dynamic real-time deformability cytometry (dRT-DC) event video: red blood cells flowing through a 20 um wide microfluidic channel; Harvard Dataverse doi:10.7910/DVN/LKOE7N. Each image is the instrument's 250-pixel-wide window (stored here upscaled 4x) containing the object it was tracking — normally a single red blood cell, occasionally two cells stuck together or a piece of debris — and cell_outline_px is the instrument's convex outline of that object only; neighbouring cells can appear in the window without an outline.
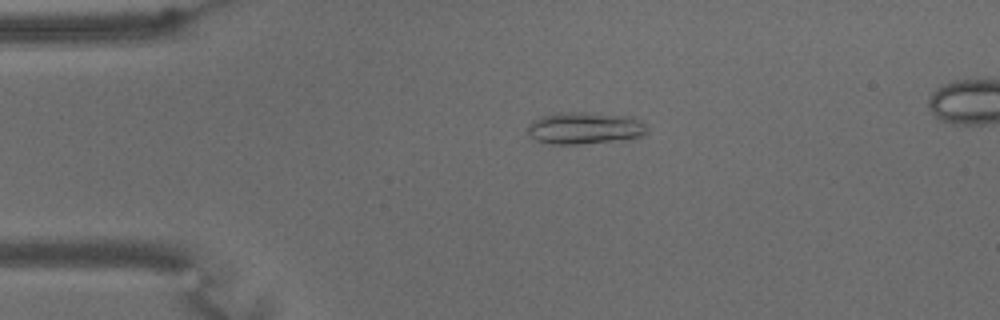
{"species": "common noctule bat (a hibernating species)", "species_latin": "Nyctalus noctula", "temperature_condition": "warm", "stored_images_in_passage": 68, "camera_frame_rate_fps": 3000, "um_per_image_px": 0.085, "animal": {"sex": "male", "body_mass_g": 15.6}, "frame": {"image": 1, "passage_image": 15, "time_ms": 4.667, "image_size_px": [1000, 320], "cell_outline_px": [[648, 132], [640, 136], [624, 140], [580, 144], [544, 144], [536, 140], [528, 132], [528, 124], [532, 120], [540, 116], [556, 112], [588, 112], [636, 116], [644, 124]], "centroid_in_image_um": [49.7, 10.87], "position_along_channel_um": 35.3, "area_um2": 22.77}}
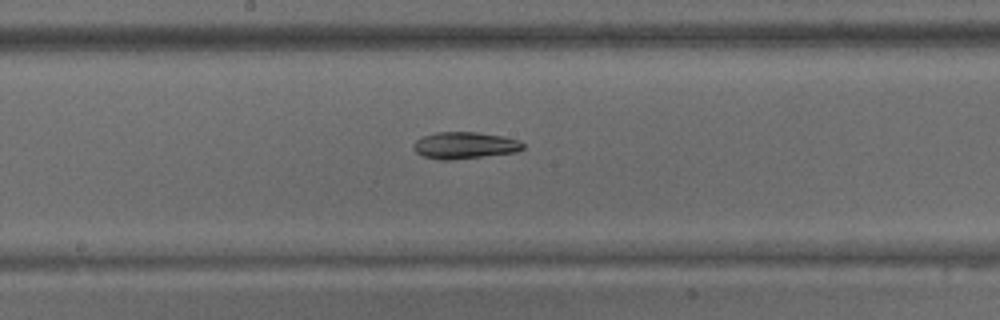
{"frame": {"image": 2, "passage_image": 36, "time_ms": 11.667, "image_size_px": [1000, 320], "cell_outline_px": [[524, 148], [516, 152], [448, 160], [444, 160], [424, 156], [416, 152], [412, 148], [412, 144], [416, 140], [424, 136], [436, 132], [476, 132], [504, 136], [520, 140], [524, 144]], "centroid_in_image_um": [39.51, 12.34], "position_along_channel_um": 208.7, "area_um2": 16.99}}
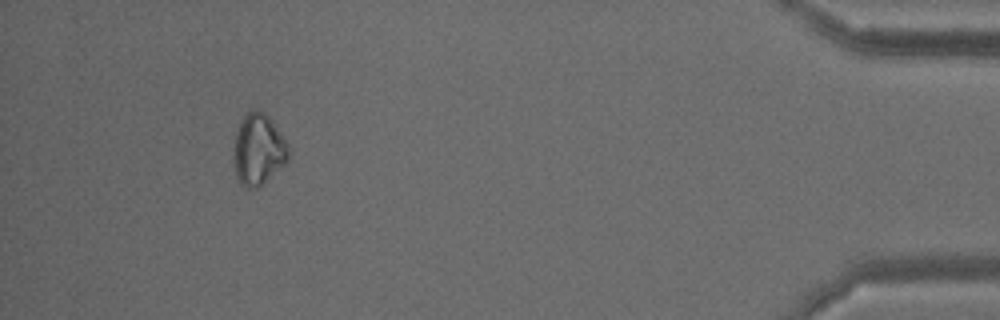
{"frame": {"image": 3, "passage_image": 63, "time_ms": 20.667, "image_size_px": [1000, 320], "cell_outline_px": [[288, 160], [284, 164], [256, 188], [248, 188], [240, 184], [236, 176], [232, 160], [232, 148], [236, 132], [240, 120], [252, 108], [256, 108], [264, 112], [268, 116], [288, 144]], "centroid_in_image_um": [21.9, 12.68], "position_along_channel_um": 413.3, "area_um2": 22.83}}